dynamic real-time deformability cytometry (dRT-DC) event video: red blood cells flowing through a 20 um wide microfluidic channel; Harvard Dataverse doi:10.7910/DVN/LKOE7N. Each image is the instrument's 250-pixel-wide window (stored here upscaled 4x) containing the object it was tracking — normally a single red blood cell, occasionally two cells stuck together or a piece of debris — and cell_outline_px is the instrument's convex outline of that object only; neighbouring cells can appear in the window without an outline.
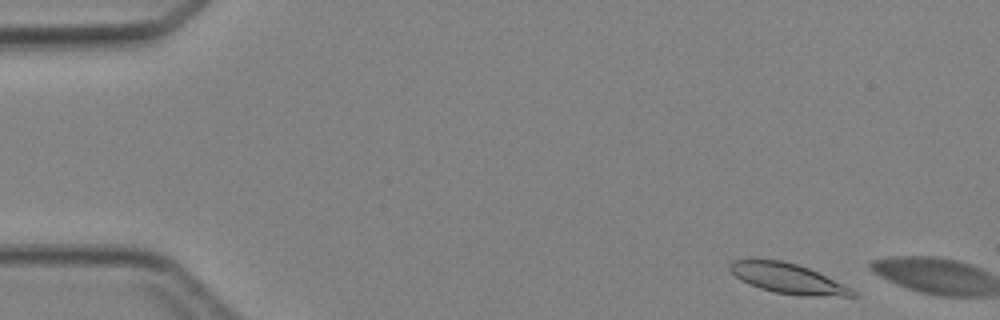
{"species": "Egyptian fruit bat (a non-hibernating species)", "species_latin": "Rousettus aegyptiacus", "temperature_condition": "cold", "stored_images_in_passage": 4, "segment_of_instrument_passage": [2, 2], "camera_frame_rate_fps": 3000, "um_per_image_px": 0.085, "animal": {"sex": "female"}, "frame": {"image": 1, "passage_image": 4, "time_ms": 4.333, "image_size_px": [1000, 320], "cell_outline_px": [[860, 296], [800, 296], [776, 292], [760, 288], [748, 284], [740, 280], [728, 268], [728, 264], [732, 260], [780, 260], [796, 264], [808, 268], [844, 284], [852, 288]], "centroid_in_image_um": [66.98, 23.68], "position_along_channel_um": 18.0, "area_um2": 21.39}}